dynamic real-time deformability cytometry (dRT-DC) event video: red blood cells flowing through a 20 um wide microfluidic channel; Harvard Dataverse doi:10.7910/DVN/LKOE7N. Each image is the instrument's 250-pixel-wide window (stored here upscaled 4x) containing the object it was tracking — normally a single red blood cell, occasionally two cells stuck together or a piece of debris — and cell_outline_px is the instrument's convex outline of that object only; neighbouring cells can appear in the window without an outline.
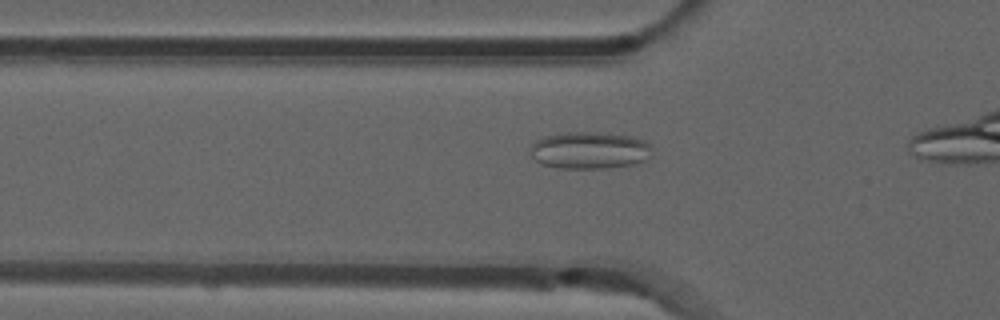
{"species": "common noctule bat (a hibernating species)", "species_latin": "Nyctalus noctula", "temperature_condition": "room temperature", "stored_images_in_passage": 16, "camera_frame_rate_fps": 3000, "um_per_image_px": 0.085, "animal": {"sex": "male", "forearm_length_mm": 52.5}, "frame": {"image": 1, "passage_image": 7, "time_ms": 2.0, "image_size_px": [1000, 320], "cell_outline_px": [[652, 144], [640, 160], [632, 164], [604, 168], [556, 168], [540, 164], [532, 156], [532, 144], [536, 140], [544, 136], [568, 132], [592, 132], [632, 136], [644, 140]], "centroid_in_image_um": [50.02, 12.76], "position_along_channel_um": 75.8, "area_um2": 25.72}}
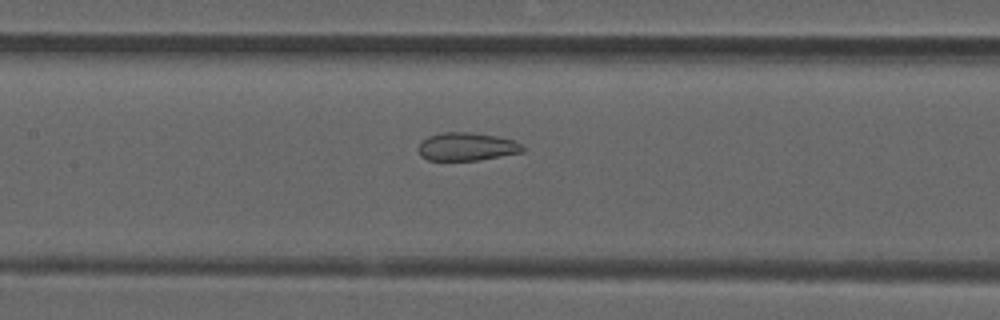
{"frame": {"image": 2, "passage_image": 14, "time_ms": 4.333, "image_size_px": [1000, 320], "cell_outline_px": [[524, 152], [480, 160], [428, 160], [420, 156], [420, 144], [428, 136], [440, 132], [468, 132], [496, 136], [512, 140], [520, 144], [524, 148]], "centroid_in_image_um": [39.68, 12.47], "position_along_channel_um": 167.7, "area_um2": 16.94}}